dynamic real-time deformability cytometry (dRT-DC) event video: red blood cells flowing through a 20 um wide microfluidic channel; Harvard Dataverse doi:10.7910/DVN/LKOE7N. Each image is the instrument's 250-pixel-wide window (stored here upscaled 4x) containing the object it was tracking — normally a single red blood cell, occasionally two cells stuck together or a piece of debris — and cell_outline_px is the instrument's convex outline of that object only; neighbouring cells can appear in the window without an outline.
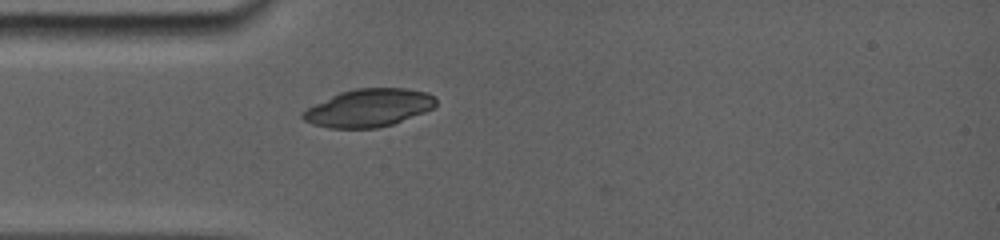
{"species": "common noctule bat (a hibernating species)", "species_latin": "Nyctalus noctula", "temperature_condition": "room temperature", "stored_images_in_passage": 31, "camera_frame_rate_fps": 5000, "um_per_image_px": 0.085, "animal": {"sex": "female", "body_mass_g": 19.0, "forearm_length_mm": 56.7}, "frame": {"image": 1, "passage_image": 3, "time_ms": 0.8, "image_size_px": [1000, 240], "cell_outline_px": [[436, 104], [432, 108], [424, 112], [392, 124], [372, 128], [332, 128], [316, 124], [304, 120], [300, 116], [308, 108], [340, 92], [356, 88], [404, 88], [428, 92], [436, 96]], "centroid_in_image_um": [31.39, 9.15], "position_along_channel_um": 53.6, "area_um2": 28.9}}
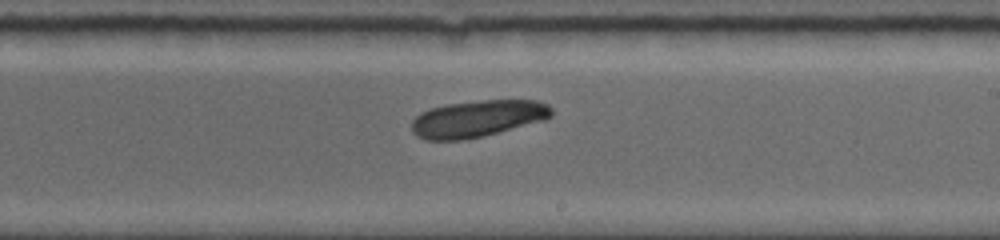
{"frame": {"image": 2, "passage_image": 16, "time_ms": 6.0, "image_size_px": [1000, 240], "cell_outline_px": [[552, 116], [544, 120], [484, 136], [460, 140], [428, 140], [416, 136], [412, 132], [412, 120], [420, 112], [432, 108], [448, 104], [480, 100], [536, 100], [548, 104], [552, 108]], "centroid_in_image_um": [40.59, 10.08], "position_along_channel_um": 248.4, "area_um2": 30.0}}
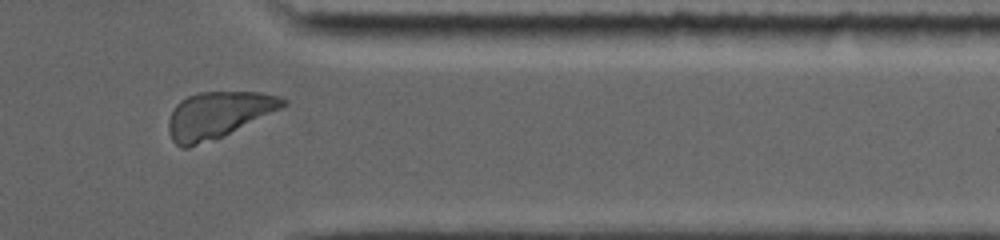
{"frame": {"image": 3, "passage_image": 26, "time_ms": 9.8, "image_size_px": [1000, 240], "cell_outline_px": [[288, 104], [224, 136], [188, 148], [180, 148], [172, 140], [168, 132], [168, 120], [176, 104], [180, 100], [188, 96], [200, 92], [260, 92], [280, 96], [288, 100]], "centroid_in_image_um": [18.51, 9.77], "position_along_channel_um": 392.9, "area_um2": 30.87}, "authors_computed_cell_mechanics": {"area_um2": 29.767, "velocity_mm_per_s": 3.8182, "shape_relaxation_time_tau1_ms": 1.2569, "shape_relaxation_time_tau2_ms": null, "deformation_change_tau1": 0.0179, "deformation_change_tau2": null}}